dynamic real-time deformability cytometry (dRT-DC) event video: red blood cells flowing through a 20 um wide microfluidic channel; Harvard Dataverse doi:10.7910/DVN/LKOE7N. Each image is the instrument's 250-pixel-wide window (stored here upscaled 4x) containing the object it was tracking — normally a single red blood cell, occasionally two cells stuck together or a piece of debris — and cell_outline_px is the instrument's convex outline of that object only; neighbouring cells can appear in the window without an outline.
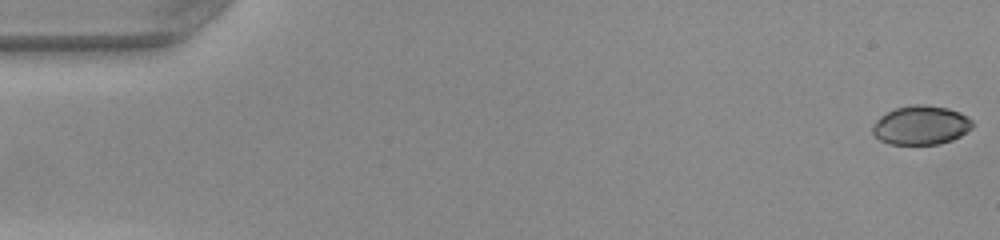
{"species": "common noctule bat (a hibernating species)", "species_latin": "Nyctalus noctula", "temperature_condition": "warm", "stored_images_in_passage": 50, "camera_frame_rate_fps": 3000, "um_per_image_px": 0.085, "animal": {"sex": "female", "body_mass_g": 22.0, "forearm_length_mm": 56.7}, "frame": {"image": 1, "passage_image": 1, "time_ms": 0.0, "image_size_px": [1000, 240], "cell_outline_px": [[972, 128], [960, 136], [952, 140], [936, 144], [888, 144], [880, 140], [872, 132], [872, 124], [880, 116], [896, 108], [912, 104], [924, 104], [948, 108], [960, 112], [972, 120]], "centroid_in_image_um": [78.27, 10.64], "position_along_channel_um": 6.7, "area_um2": 22.72}}
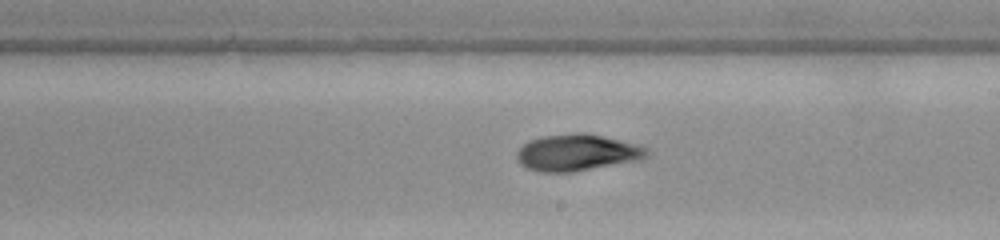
{"frame": {"image": 2, "passage_image": 29, "time_ms": 9.333, "image_size_px": [1000, 240], "cell_outline_px": [[648, 156], [640, 160], [572, 172], [540, 172], [528, 168], [520, 164], [516, 160], [516, 152], [528, 140], [544, 136], [576, 132], [584, 132], [620, 140], [648, 148]], "centroid_in_image_um": [49.03, 12.97], "position_along_channel_um": 240.0, "area_um2": 27.74}}
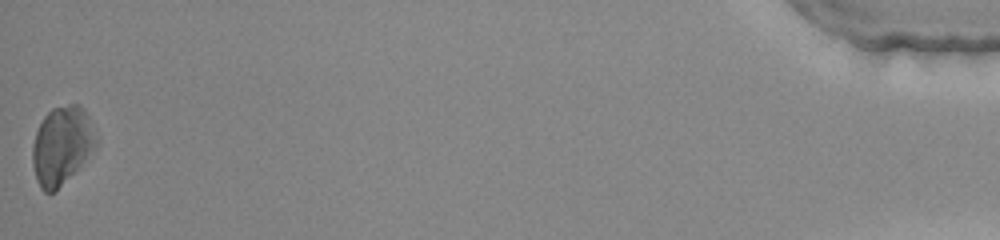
{"frame": {"image": 3, "passage_image": 50, "time_ms": 16.333, "image_size_px": [1000, 240], "cell_outline_px": [[96, 144], [84, 160], [52, 192], [44, 192], [40, 188], [36, 180], [32, 164], [32, 144], [36, 132], [44, 116], [52, 108], [72, 104], [80, 104], [88, 116], [96, 140]], "centroid_in_image_um": [5.19, 12.33], "position_along_channel_um": 430.0, "area_um2": 28.03}, "authors_computed_cell_mechanics": {"area_um2": 25.4609, "velocity_mm_per_s": 4.1248, "shape_relaxation_time_tau1_ms": 5.1289, "shape_relaxation_time_tau2_ms": null, "deformation_change_tau1": 0.1396, "deformation_change_tau2": null}}